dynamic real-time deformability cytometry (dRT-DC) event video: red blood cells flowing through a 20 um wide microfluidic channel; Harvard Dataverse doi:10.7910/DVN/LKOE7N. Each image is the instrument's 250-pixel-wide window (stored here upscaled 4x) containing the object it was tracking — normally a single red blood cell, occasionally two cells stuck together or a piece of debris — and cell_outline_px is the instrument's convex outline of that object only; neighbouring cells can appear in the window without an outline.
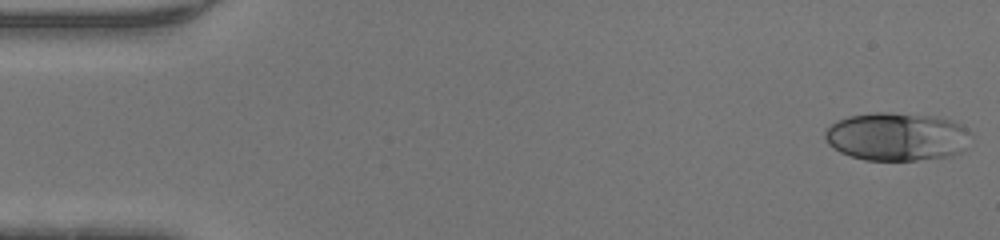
{"species": "human", "species_latin": "Homo sapiens", "temperature_condition": "warm", "stored_images_in_passage": 46, "camera_frame_rate_fps": 3000, "um_per_image_px": 0.085, "donor": {"sex": "male"}, "frame": {"image": 1, "passage_image": 1, "time_ms": 0.0, "image_size_px": [1000, 240], "cell_outline_px": [[976, 136], [960, 152], [952, 156], [916, 160], [864, 160], [840, 152], [832, 148], [828, 144], [824, 136], [824, 132], [836, 120], [848, 116], [872, 112], [888, 112], [936, 116], [952, 120], [960, 124], [972, 132]], "centroid_in_image_um": [76.28, 11.61], "position_along_channel_um": 8.7, "area_um2": 41.67}}
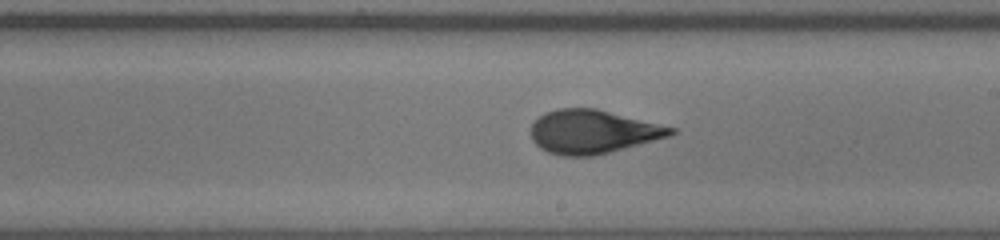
{"frame": {"image": 2, "passage_image": 26, "time_ms": 8.333, "image_size_px": [1000, 240], "cell_outline_px": [[676, 132], [668, 136], [596, 156], [560, 156], [548, 152], [540, 148], [532, 140], [532, 124], [544, 112], [560, 108], [596, 108], [676, 128]], "centroid_in_image_um": [50.36, 11.2], "position_along_channel_um": 238.6, "area_um2": 35.37}}
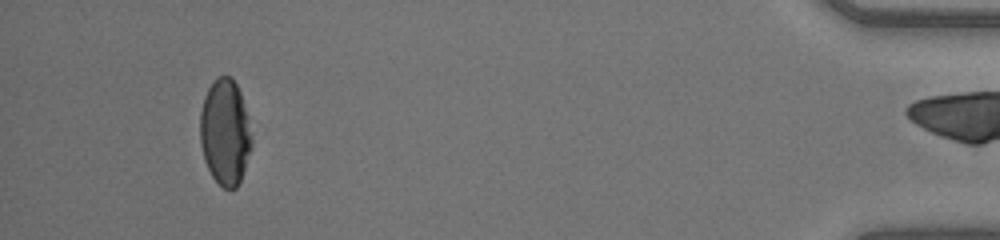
{"frame": {"image": 3, "passage_image": 43, "time_ms": 14.0, "image_size_px": [1000, 240], "cell_outline_px": [[252, 148], [240, 180], [236, 188], [224, 188], [212, 176], [204, 160], [200, 144], [200, 112], [204, 96], [208, 88], [220, 76], [232, 76], [240, 92], [252, 140]], "centroid_in_image_um": [19.11, 11.25], "position_along_channel_um": 416.1, "area_um2": 31.44}}